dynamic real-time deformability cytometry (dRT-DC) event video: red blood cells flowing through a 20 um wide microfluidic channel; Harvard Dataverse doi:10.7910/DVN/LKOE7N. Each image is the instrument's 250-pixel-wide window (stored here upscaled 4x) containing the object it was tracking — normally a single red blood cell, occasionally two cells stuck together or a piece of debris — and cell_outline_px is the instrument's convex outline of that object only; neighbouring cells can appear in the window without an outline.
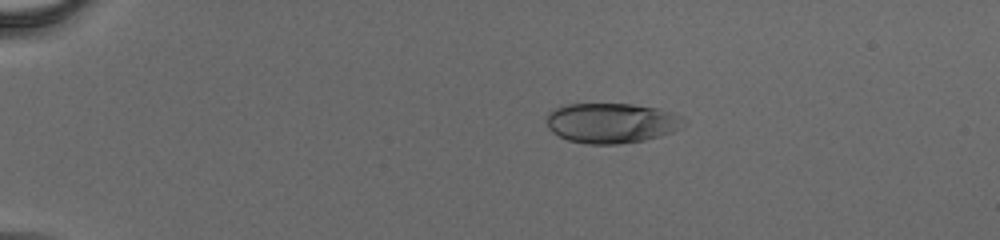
{"species": "human", "species_latin": "Homo sapiens", "temperature_condition": "cold", "stored_images_in_passage": 45, "camera_frame_rate_fps": 3000, "um_per_image_px": 0.085, "donor": {"sex": "male"}, "frame": {"image": 1, "passage_image": 2, "time_ms": 0.333, "image_size_px": [1000, 240], "cell_outline_px": [[684, 124], [680, 128], [672, 132], [660, 136], [644, 140], [616, 144], [588, 144], [568, 140], [552, 132], [548, 128], [548, 112], [556, 108], [568, 104], [632, 104], [656, 108], [672, 112], [680, 116]], "centroid_in_image_um": [51.97, 10.45], "position_along_channel_um": 33.0, "area_um2": 31.79}}
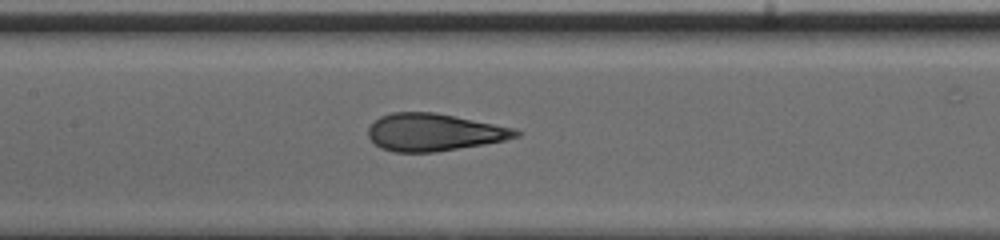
{"frame": {"image": 2, "passage_image": 19, "time_ms": 6.0, "image_size_px": [1000, 240], "cell_outline_px": [[520, 136], [504, 140], [484, 144], [436, 152], [392, 152], [380, 148], [368, 136], [368, 128], [380, 116], [392, 112], [436, 112], [516, 128], [520, 132]], "centroid_in_image_um": [36.89, 11.24], "position_along_channel_um": 170.5, "area_um2": 32.25}}
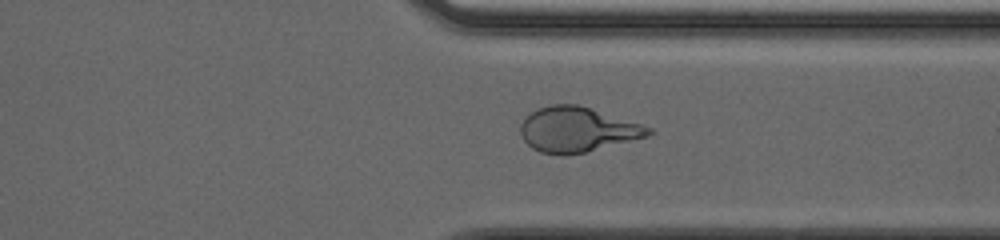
{"frame": {"image": 3, "passage_image": 34, "time_ms": 11.0, "image_size_px": [1000, 240], "cell_outline_px": [[652, 132], [648, 136], [584, 152], [564, 156], [560, 156], [540, 152], [532, 148], [524, 140], [520, 132], [520, 124], [532, 112], [540, 108], [552, 104], [576, 104], [640, 124], [652, 128]], "centroid_in_image_um": [49.02, 11.03], "position_along_channel_um": 362.4, "area_um2": 32.95}}